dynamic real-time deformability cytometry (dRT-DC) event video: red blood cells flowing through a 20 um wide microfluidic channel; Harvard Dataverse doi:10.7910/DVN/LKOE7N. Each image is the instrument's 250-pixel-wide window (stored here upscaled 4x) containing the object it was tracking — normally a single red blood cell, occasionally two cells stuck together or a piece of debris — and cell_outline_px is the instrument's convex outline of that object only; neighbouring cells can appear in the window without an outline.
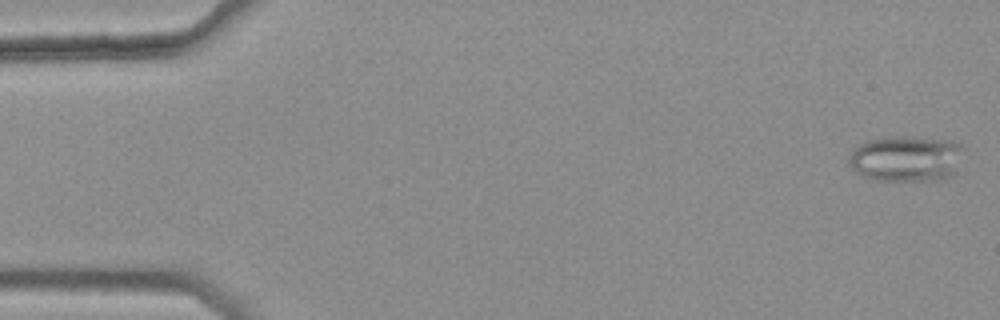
{"species": "common noctule bat (a hibernating species)", "species_latin": "Nyctalus noctula", "temperature_condition": "warm", "stored_images_in_passage": 47, "camera_frame_rate_fps": 3000, "um_per_image_px": 0.085, "animal": {"sex": "female", "body_mass_g": 25.1}, "frame": {"image": 1, "passage_image": 1, "time_ms": 0.0, "image_size_px": [1000, 320], "cell_outline_px": [[964, 148], [956, 172], [944, 180], [876, 180], [864, 176], [856, 172], [848, 164], [848, 156], [852, 148], [868, 140], [884, 136], [904, 136], [952, 140], [960, 144]], "centroid_in_image_um": [77.02, 13.47], "position_along_channel_um": 8.0, "area_um2": 31.21}}
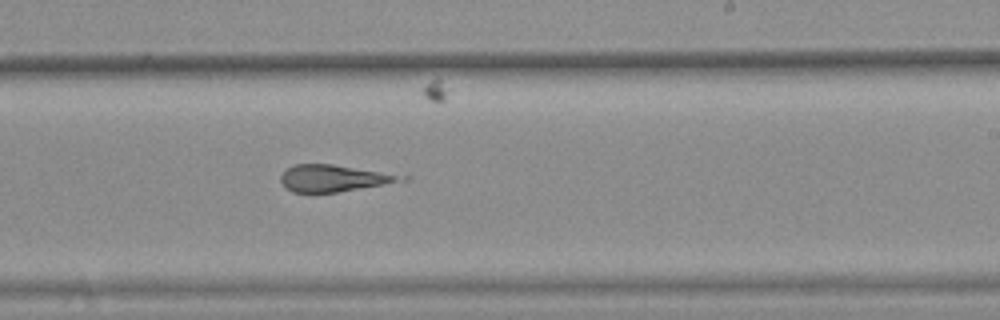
{"frame": {"image": 2, "passage_image": 32, "time_ms": 10.333, "image_size_px": [1000, 320], "cell_outline_px": [[396, 180], [384, 184], [336, 192], [292, 192], [280, 180], [280, 176], [288, 168], [296, 164], [332, 164], [376, 172], [396, 176]], "centroid_in_image_um": [28.1, 15.15], "position_along_channel_um": 260.9, "area_um2": 17.4}}
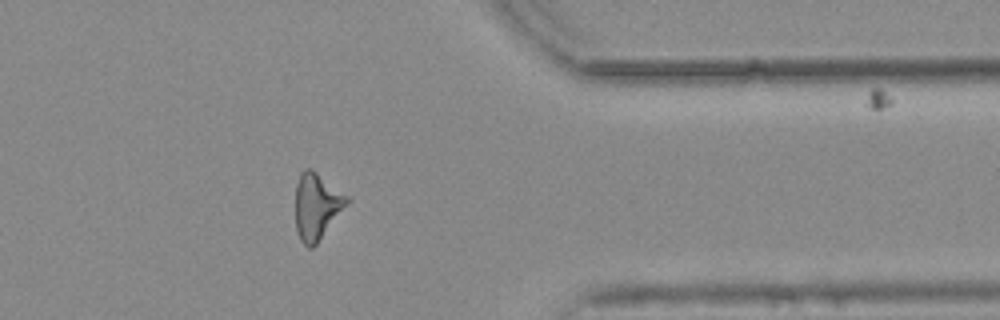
{"frame": {"image": 3, "passage_image": 43, "time_ms": 14.0, "image_size_px": [1000, 320], "cell_outline_px": [[352, 200], [316, 244], [312, 248], [308, 248], [300, 240], [296, 228], [296, 184], [300, 172], [304, 168], [312, 168], [348, 196]], "centroid_in_image_um": [26.93, 17.51], "position_along_channel_um": 384.5, "area_um2": 20.06}, "authors_computed_cell_mechanics": {"area_um2": 19.941, "velocity_mm_per_s": 3.7765, "shape_relaxation_time_tau1_ms": null, "shape_relaxation_time_tau2_ms": 1.9209, "deformation_change_tau1": null, "deformation_change_tau2": 0.1269}}